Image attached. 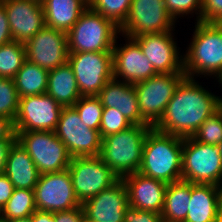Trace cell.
Masks as SVG:
<instances>
[{"label":"cell","instance_id":"1","mask_svg":"<svg viewBox=\"0 0 222 222\" xmlns=\"http://www.w3.org/2000/svg\"><path fill=\"white\" fill-rule=\"evenodd\" d=\"M221 107V96L209 92L194 78L185 77L177 86L163 116L153 127L182 138L192 137Z\"/></svg>","mask_w":222,"mask_h":222},{"label":"cell","instance_id":"35","mask_svg":"<svg viewBox=\"0 0 222 222\" xmlns=\"http://www.w3.org/2000/svg\"><path fill=\"white\" fill-rule=\"evenodd\" d=\"M166 9L175 20L196 14V21L201 22L202 0H164ZM194 13V14H193Z\"/></svg>","mask_w":222,"mask_h":222},{"label":"cell","instance_id":"26","mask_svg":"<svg viewBox=\"0 0 222 222\" xmlns=\"http://www.w3.org/2000/svg\"><path fill=\"white\" fill-rule=\"evenodd\" d=\"M191 182L177 181L167 185L161 217L184 222L189 210Z\"/></svg>","mask_w":222,"mask_h":222},{"label":"cell","instance_id":"36","mask_svg":"<svg viewBox=\"0 0 222 222\" xmlns=\"http://www.w3.org/2000/svg\"><path fill=\"white\" fill-rule=\"evenodd\" d=\"M222 19V0H202L201 22L217 23Z\"/></svg>","mask_w":222,"mask_h":222},{"label":"cell","instance_id":"38","mask_svg":"<svg viewBox=\"0 0 222 222\" xmlns=\"http://www.w3.org/2000/svg\"><path fill=\"white\" fill-rule=\"evenodd\" d=\"M55 222H86L82 207L69 211L55 212Z\"/></svg>","mask_w":222,"mask_h":222},{"label":"cell","instance_id":"25","mask_svg":"<svg viewBox=\"0 0 222 222\" xmlns=\"http://www.w3.org/2000/svg\"><path fill=\"white\" fill-rule=\"evenodd\" d=\"M46 93L62 107H73L81 98L73 69L68 62L48 72Z\"/></svg>","mask_w":222,"mask_h":222},{"label":"cell","instance_id":"18","mask_svg":"<svg viewBox=\"0 0 222 222\" xmlns=\"http://www.w3.org/2000/svg\"><path fill=\"white\" fill-rule=\"evenodd\" d=\"M81 206L86 222H124L125 209L129 206L126 185L119 179Z\"/></svg>","mask_w":222,"mask_h":222},{"label":"cell","instance_id":"43","mask_svg":"<svg viewBox=\"0 0 222 222\" xmlns=\"http://www.w3.org/2000/svg\"><path fill=\"white\" fill-rule=\"evenodd\" d=\"M31 222H55V213L36 210L31 215Z\"/></svg>","mask_w":222,"mask_h":222},{"label":"cell","instance_id":"45","mask_svg":"<svg viewBox=\"0 0 222 222\" xmlns=\"http://www.w3.org/2000/svg\"><path fill=\"white\" fill-rule=\"evenodd\" d=\"M214 222H222V209L217 214V217Z\"/></svg>","mask_w":222,"mask_h":222},{"label":"cell","instance_id":"50","mask_svg":"<svg viewBox=\"0 0 222 222\" xmlns=\"http://www.w3.org/2000/svg\"><path fill=\"white\" fill-rule=\"evenodd\" d=\"M216 24H218L222 28V19H220Z\"/></svg>","mask_w":222,"mask_h":222},{"label":"cell","instance_id":"14","mask_svg":"<svg viewBox=\"0 0 222 222\" xmlns=\"http://www.w3.org/2000/svg\"><path fill=\"white\" fill-rule=\"evenodd\" d=\"M62 106L47 93L19 98L15 131H55Z\"/></svg>","mask_w":222,"mask_h":222},{"label":"cell","instance_id":"46","mask_svg":"<svg viewBox=\"0 0 222 222\" xmlns=\"http://www.w3.org/2000/svg\"><path fill=\"white\" fill-rule=\"evenodd\" d=\"M217 146L219 147V151H220L221 159H222V141Z\"/></svg>","mask_w":222,"mask_h":222},{"label":"cell","instance_id":"2","mask_svg":"<svg viewBox=\"0 0 222 222\" xmlns=\"http://www.w3.org/2000/svg\"><path fill=\"white\" fill-rule=\"evenodd\" d=\"M183 138L151 127L144 140L139 173L167 184L182 180Z\"/></svg>","mask_w":222,"mask_h":222},{"label":"cell","instance_id":"27","mask_svg":"<svg viewBox=\"0 0 222 222\" xmlns=\"http://www.w3.org/2000/svg\"><path fill=\"white\" fill-rule=\"evenodd\" d=\"M48 70L25 60L14 79L18 97L41 95L47 91Z\"/></svg>","mask_w":222,"mask_h":222},{"label":"cell","instance_id":"11","mask_svg":"<svg viewBox=\"0 0 222 222\" xmlns=\"http://www.w3.org/2000/svg\"><path fill=\"white\" fill-rule=\"evenodd\" d=\"M175 20L168 13L164 0H132L129 14L119 27L122 37L175 30Z\"/></svg>","mask_w":222,"mask_h":222},{"label":"cell","instance_id":"40","mask_svg":"<svg viewBox=\"0 0 222 222\" xmlns=\"http://www.w3.org/2000/svg\"><path fill=\"white\" fill-rule=\"evenodd\" d=\"M10 26L4 6L0 3V46L12 41Z\"/></svg>","mask_w":222,"mask_h":222},{"label":"cell","instance_id":"31","mask_svg":"<svg viewBox=\"0 0 222 222\" xmlns=\"http://www.w3.org/2000/svg\"><path fill=\"white\" fill-rule=\"evenodd\" d=\"M73 107L86 126L99 131L103 106L97 96H81Z\"/></svg>","mask_w":222,"mask_h":222},{"label":"cell","instance_id":"33","mask_svg":"<svg viewBox=\"0 0 222 222\" xmlns=\"http://www.w3.org/2000/svg\"><path fill=\"white\" fill-rule=\"evenodd\" d=\"M192 138L209 145H218L222 141V107L207 118Z\"/></svg>","mask_w":222,"mask_h":222},{"label":"cell","instance_id":"15","mask_svg":"<svg viewBox=\"0 0 222 222\" xmlns=\"http://www.w3.org/2000/svg\"><path fill=\"white\" fill-rule=\"evenodd\" d=\"M175 30L162 33L143 34L132 39L158 74L184 73V55L173 37Z\"/></svg>","mask_w":222,"mask_h":222},{"label":"cell","instance_id":"9","mask_svg":"<svg viewBox=\"0 0 222 222\" xmlns=\"http://www.w3.org/2000/svg\"><path fill=\"white\" fill-rule=\"evenodd\" d=\"M81 96H97L104 85L113 78L112 52L68 53Z\"/></svg>","mask_w":222,"mask_h":222},{"label":"cell","instance_id":"16","mask_svg":"<svg viewBox=\"0 0 222 222\" xmlns=\"http://www.w3.org/2000/svg\"><path fill=\"white\" fill-rule=\"evenodd\" d=\"M26 60L50 71L68 61L67 33L45 26L24 43Z\"/></svg>","mask_w":222,"mask_h":222},{"label":"cell","instance_id":"29","mask_svg":"<svg viewBox=\"0 0 222 222\" xmlns=\"http://www.w3.org/2000/svg\"><path fill=\"white\" fill-rule=\"evenodd\" d=\"M26 60L24 43L10 41L0 46V77L14 78Z\"/></svg>","mask_w":222,"mask_h":222},{"label":"cell","instance_id":"5","mask_svg":"<svg viewBox=\"0 0 222 222\" xmlns=\"http://www.w3.org/2000/svg\"><path fill=\"white\" fill-rule=\"evenodd\" d=\"M119 27L88 7L67 32L68 53L112 52Z\"/></svg>","mask_w":222,"mask_h":222},{"label":"cell","instance_id":"48","mask_svg":"<svg viewBox=\"0 0 222 222\" xmlns=\"http://www.w3.org/2000/svg\"><path fill=\"white\" fill-rule=\"evenodd\" d=\"M217 80H218L217 82H219V84L222 86V75ZM221 102H222V98H221Z\"/></svg>","mask_w":222,"mask_h":222},{"label":"cell","instance_id":"32","mask_svg":"<svg viewBox=\"0 0 222 222\" xmlns=\"http://www.w3.org/2000/svg\"><path fill=\"white\" fill-rule=\"evenodd\" d=\"M19 97L14 79L0 77V116L11 120L17 115Z\"/></svg>","mask_w":222,"mask_h":222},{"label":"cell","instance_id":"44","mask_svg":"<svg viewBox=\"0 0 222 222\" xmlns=\"http://www.w3.org/2000/svg\"><path fill=\"white\" fill-rule=\"evenodd\" d=\"M5 222H31V216H28L25 218L12 219V220L5 221Z\"/></svg>","mask_w":222,"mask_h":222},{"label":"cell","instance_id":"42","mask_svg":"<svg viewBox=\"0 0 222 222\" xmlns=\"http://www.w3.org/2000/svg\"><path fill=\"white\" fill-rule=\"evenodd\" d=\"M15 142L16 141H0V175L4 174L10 149Z\"/></svg>","mask_w":222,"mask_h":222},{"label":"cell","instance_id":"19","mask_svg":"<svg viewBox=\"0 0 222 222\" xmlns=\"http://www.w3.org/2000/svg\"><path fill=\"white\" fill-rule=\"evenodd\" d=\"M14 41L27 42L46 26L42 3L34 0H2Z\"/></svg>","mask_w":222,"mask_h":222},{"label":"cell","instance_id":"6","mask_svg":"<svg viewBox=\"0 0 222 222\" xmlns=\"http://www.w3.org/2000/svg\"><path fill=\"white\" fill-rule=\"evenodd\" d=\"M182 180L196 184H222V159L217 145L183 138Z\"/></svg>","mask_w":222,"mask_h":222},{"label":"cell","instance_id":"4","mask_svg":"<svg viewBox=\"0 0 222 222\" xmlns=\"http://www.w3.org/2000/svg\"><path fill=\"white\" fill-rule=\"evenodd\" d=\"M151 127L131 125L123 131L102 138L99 157L120 179L139 171L144 140Z\"/></svg>","mask_w":222,"mask_h":222},{"label":"cell","instance_id":"47","mask_svg":"<svg viewBox=\"0 0 222 222\" xmlns=\"http://www.w3.org/2000/svg\"><path fill=\"white\" fill-rule=\"evenodd\" d=\"M159 222H180V221H170V220L161 218V220Z\"/></svg>","mask_w":222,"mask_h":222},{"label":"cell","instance_id":"30","mask_svg":"<svg viewBox=\"0 0 222 222\" xmlns=\"http://www.w3.org/2000/svg\"><path fill=\"white\" fill-rule=\"evenodd\" d=\"M132 0H90L89 7L120 27L129 14Z\"/></svg>","mask_w":222,"mask_h":222},{"label":"cell","instance_id":"8","mask_svg":"<svg viewBox=\"0 0 222 222\" xmlns=\"http://www.w3.org/2000/svg\"><path fill=\"white\" fill-rule=\"evenodd\" d=\"M67 169L81 205L120 179L99 156L72 157Z\"/></svg>","mask_w":222,"mask_h":222},{"label":"cell","instance_id":"22","mask_svg":"<svg viewBox=\"0 0 222 222\" xmlns=\"http://www.w3.org/2000/svg\"><path fill=\"white\" fill-rule=\"evenodd\" d=\"M220 210V186L191 183L189 210L184 222H214Z\"/></svg>","mask_w":222,"mask_h":222},{"label":"cell","instance_id":"41","mask_svg":"<svg viewBox=\"0 0 222 222\" xmlns=\"http://www.w3.org/2000/svg\"><path fill=\"white\" fill-rule=\"evenodd\" d=\"M0 141H17L14 123L0 116Z\"/></svg>","mask_w":222,"mask_h":222},{"label":"cell","instance_id":"23","mask_svg":"<svg viewBox=\"0 0 222 222\" xmlns=\"http://www.w3.org/2000/svg\"><path fill=\"white\" fill-rule=\"evenodd\" d=\"M4 174L16 189L34 190L40 173L28 152L16 141L9 152Z\"/></svg>","mask_w":222,"mask_h":222},{"label":"cell","instance_id":"3","mask_svg":"<svg viewBox=\"0 0 222 222\" xmlns=\"http://www.w3.org/2000/svg\"><path fill=\"white\" fill-rule=\"evenodd\" d=\"M195 29L184 54V73L188 78L222 75V28L216 23L195 22Z\"/></svg>","mask_w":222,"mask_h":222},{"label":"cell","instance_id":"49","mask_svg":"<svg viewBox=\"0 0 222 222\" xmlns=\"http://www.w3.org/2000/svg\"><path fill=\"white\" fill-rule=\"evenodd\" d=\"M220 193H221V209H222V184L220 185Z\"/></svg>","mask_w":222,"mask_h":222},{"label":"cell","instance_id":"20","mask_svg":"<svg viewBox=\"0 0 222 222\" xmlns=\"http://www.w3.org/2000/svg\"><path fill=\"white\" fill-rule=\"evenodd\" d=\"M122 180L127 188L129 206L161 214L167 183L139 172L127 175Z\"/></svg>","mask_w":222,"mask_h":222},{"label":"cell","instance_id":"28","mask_svg":"<svg viewBox=\"0 0 222 222\" xmlns=\"http://www.w3.org/2000/svg\"><path fill=\"white\" fill-rule=\"evenodd\" d=\"M37 210L34 190L14 189L8 202L0 211V220L5 222L31 216Z\"/></svg>","mask_w":222,"mask_h":222},{"label":"cell","instance_id":"21","mask_svg":"<svg viewBox=\"0 0 222 222\" xmlns=\"http://www.w3.org/2000/svg\"><path fill=\"white\" fill-rule=\"evenodd\" d=\"M97 97L103 108H116L133 125H150L141 115L134 85L112 78Z\"/></svg>","mask_w":222,"mask_h":222},{"label":"cell","instance_id":"39","mask_svg":"<svg viewBox=\"0 0 222 222\" xmlns=\"http://www.w3.org/2000/svg\"><path fill=\"white\" fill-rule=\"evenodd\" d=\"M14 185L9 178L2 174L0 175V210L5 206L14 192Z\"/></svg>","mask_w":222,"mask_h":222},{"label":"cell","instance_id":"12","mask_svg":"<svg viewBox=\"0 0 222 222\" xmlns=\"http://www.w3.org/2000/svg\"><path fill=\"white\" fill-rule=\"evenodd\" d=\"M72 157L99 156L102 138L86 126L74 107H63L55 130Z\"/></svg>","mask_w":222,"mask_h":222},{"label":"cell","instance_id":"7","mask_svg":"<svg viewBox=\"0 0 222 222\" xmlns=\"http://www.w3.org/2000/svg\"><path fill=\"white\" fill-rule=\"evenodd\" d=\"M17 141L28 152L40 174L67 170L72 160L55 131H15Z\"/></svg>","mask_w":222,"mask_h":222},{"label":"cell","instance_id":"24","mask_svg":"<svg viewBox=\"0 0 222 222\" xmlns=\"http://www.w3.org/2000/svg\"><path fill=\"white\" fill-rule=\"evenodd\" d=\"M45 24L67 33L89 7L87 0H44Z\"/></svg>","mask_w":222,"mask_h":222},{"label":"cell","instance_id":"10","mask_svg":"<svg viewBox=\"0 0 222 222\" xmlns=\"http://www.w3.org/2000/svg\"><path fill=\"white\" fill-rule=\"evenodd\" d=\"M185 73H163L134 84L142 117L153 127L163 116L168 102Z\"/></svg>","mask_w":222,"mask_h":222},{"label":"cell","instance_id":"34","mask_svg":"<svg viewBox=\"0 0 222 222\" xmlns=\"http://www.w3.org/2000/svg\"><path fill=\"white\" fill-rule=\"evenodd\" d=\"M131 125L133 124L128 121L118 109L111 107L103 108L99 133L101 138H104L123 131Z\"/></svg>","mask_w":222,"mask_h":222},{"label":"cell","instance_id":"51","mask_svg":"<svg viewBox=\"0 0 222 222\" xmlns=\"http://www.w3.org/2000/svg\"><path fill=\"white\" fill-rule=\"evenodd\" d=\"M34 1H37V2H40V3H42L44 0H34Z\"/></svg>","mask_w":222,"mask_h":222},{"label":"cell","instance_id":"37","mask_svg":"<svg viewBox=\"0 0 222 222\" xmlns=\"http://www.w3.org/2000/svg\"><path fill=\"white\" fill-rule=\"evenodd\" d=\"M161 214L153 211L139 210L128 206L125 209L124 222H159Z\"/></svg>","mask_w":222,"mask_h":222},{"label":"cell","instance_id":"13","mask_svg":"<svg viewBox=\"0 0 222 222\" xmlns=\"http://www.w3.org/2000/svg\"><path fill=\"white\" fill-rule=\"evenodd\" d=\"M34 196L40 211L55 213L82 207L75 196L68 169L40 174Z\"/></svg>","mask_w":222,"mask_h":222},{"label":"cell","instance_id":"17","mask_svg":"<svg viewBox=\"0 0 222 222\" xmlns=\"http://www.w3.org/2000/svg\"><path fill=\"white\" fill-rule=\"evenodd\" d=\"M124 38L125 44L118 45L116 38L113 46V78L134 85L157 75L140 46L132 38Z\"/></svg>","mask_w":222,"mask_h":222}]
</instances>
